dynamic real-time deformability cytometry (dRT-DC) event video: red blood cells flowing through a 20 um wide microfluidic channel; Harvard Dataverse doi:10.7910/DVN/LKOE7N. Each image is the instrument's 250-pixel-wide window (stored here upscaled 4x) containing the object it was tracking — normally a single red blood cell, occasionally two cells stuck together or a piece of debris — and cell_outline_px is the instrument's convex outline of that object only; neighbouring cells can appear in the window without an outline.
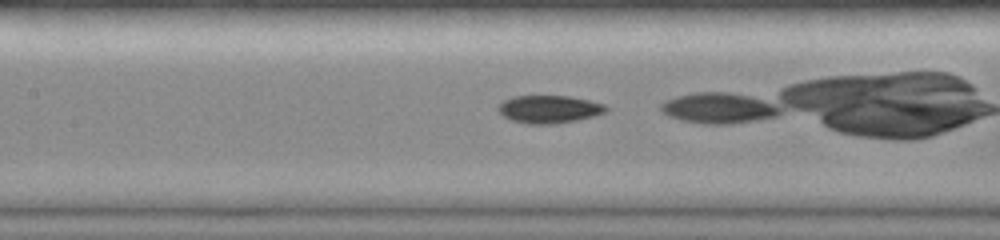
{"species": "common noctule bat (a hibernating species)", "species_latin": "Nyctalus noctula", "temperature_condition": "room temperature", "stored_images_in_passage": 26, "camera_frame_rate_fps": 3000, "um_per_image_px": 0.085, "animal": {"sex": "female", "body_mass_g": 19.0, "forearm_length_mm": 51.5}, "frame": {"image": 1, "passage_image": 19, "time_ms": 6.0, "image_size_px": [1000, 240], "cell_outline_px": [[608, 108], [604, 112], [592, 116], [576, 120], [556, 124], [528, 124], [512, 120], [504, 116], [496, 108], [504, 100], [512, 96], [568, 96], [588, 100], [604, 104]], "centroid_in_image_um": [46.65, 9.28], "position_along_channel_um": 160.8, "area_um2": 17.28}}